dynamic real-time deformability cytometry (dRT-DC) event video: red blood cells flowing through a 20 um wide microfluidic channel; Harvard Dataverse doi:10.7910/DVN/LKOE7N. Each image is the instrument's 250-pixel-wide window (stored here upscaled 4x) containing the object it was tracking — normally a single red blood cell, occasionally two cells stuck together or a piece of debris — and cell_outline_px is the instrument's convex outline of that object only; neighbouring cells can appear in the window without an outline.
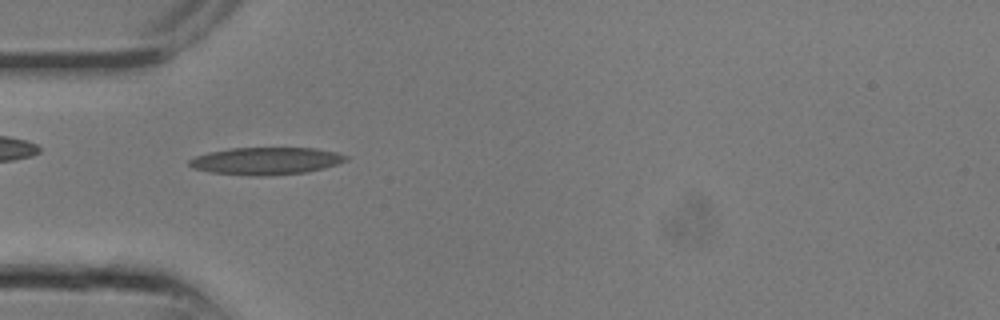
{"species": "common noctule bat (a hibernating species)", "species_latin": "Nyctalus noctula", "temperature_condition": "room temperature", "stored_images_in_passage": 14, "camera_frame_rate_fps": 3000, "um_per_image_px": 0.085, "animal": {"sex": "male", "body_mass_g": 13.3}, "frame": {"image": 1, "passage_image": 8, "time_ms": 2.333, "image_size_px": [1000, 320], "cell_outline_px": [[348, 160], [324, 168], [308, 172], [260, 176], [256, 176], [212, 172], [192, 168], [188, 164], [188, 160], [196, 156], [208, 152], [232, 148], [316, 148], [336, 152], [348, 156]], "centroid_in_image_um": [22.62, 13.67], "position_along_channel_um": 62.4, "area_um2": 24.85}}
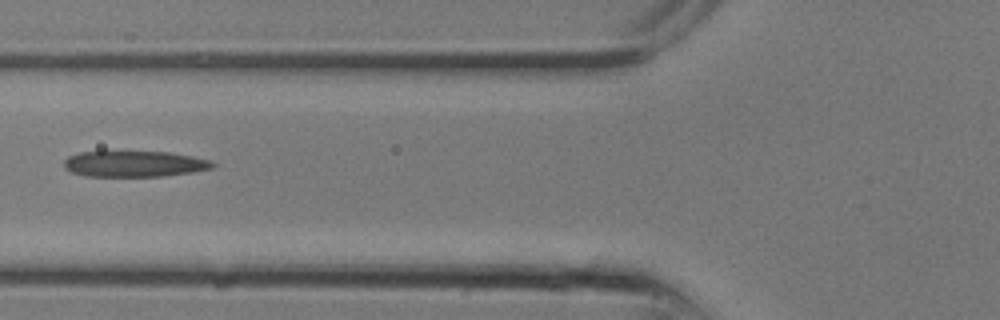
{"frame": {"image": 2, "passage_image": 10, "time_ms": 3.0, "image_size_px": [1000, 320], "cell_outline_px": [[216, 164], [212, 168], [192, 172], [164, 176], [84, 176], [72, 172], [64, 168], [64, 160], [68, 156], [80, 152], [168, 152], [192, 156], [208, 160]], "centroid_in_image_um": [11.4, 13.93], "position_along_channel_um": 114.4, "area_um2": 22.31}}
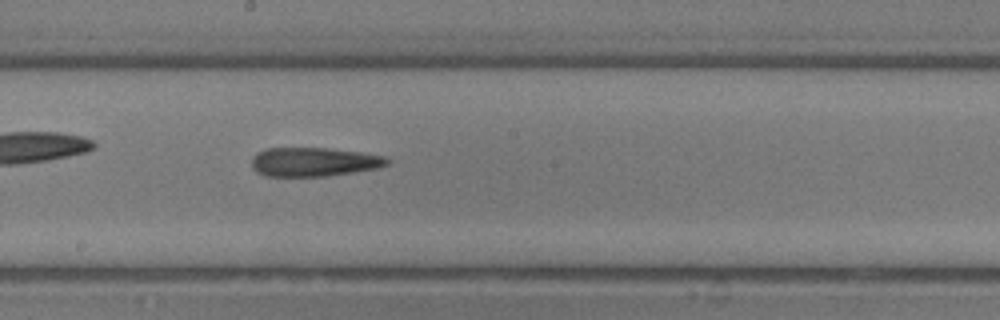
{"frame": {"image": 3, "passage_image": 14, "time_ms": 4.333, "image_size_px": [1000, 320], "cell_outline_px": [[392, 164], [380, 168], [328, 176], [264, 176], [256, 172], [252, 168], [252, 156], [256, 152], [264, 148], [328, 148], [360, 152], [388, 156], [392, 160]], "centroid_in_image_um": [26.73, 13.76], "position_along_channel_um": 221.5, "area_um2": 23.41}}